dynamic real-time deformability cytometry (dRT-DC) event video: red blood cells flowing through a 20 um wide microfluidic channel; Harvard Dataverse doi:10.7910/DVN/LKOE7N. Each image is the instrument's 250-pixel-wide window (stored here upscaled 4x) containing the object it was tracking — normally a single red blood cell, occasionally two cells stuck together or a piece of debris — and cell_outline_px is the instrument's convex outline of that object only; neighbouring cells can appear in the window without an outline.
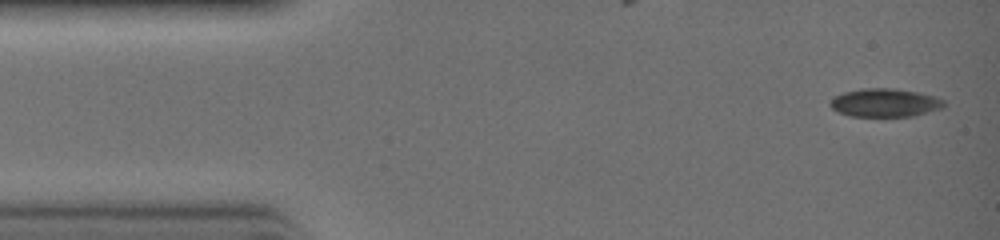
{"species": "common noctule bat (a hibernating species)", "species_latin": "Nyctalus noctula", "temperature_condition": "warm", "stored_images_in_passage": 31, "camera_frame_rate_fps": 3000, "um_per_image_px": 0.085, "animal": {"sex": "female", "body_mass_g": 19.0, "forearm_length_mm": 51.5}, "frame": {"image": 1, "passage_image": 1, "time_ms": 0.0, "image_size_px": [1000, 240], "cell_outline_px": [[944, 108], [916, 116], [848, 116], [832, 108], [828, 104], [832, 96], [844, 92], [860, 88], [896, 88], [936, 96], [944, 100]], "centroid_in_image_um": [75.22, 8.73], "position_along_channel_um": 9.8, "area_um2": 19.07}}
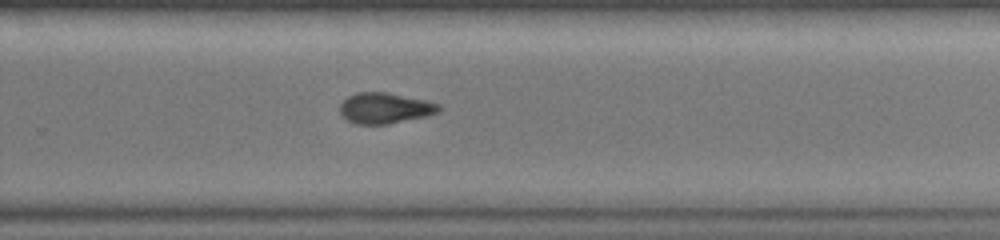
{"frame": {"image": 2, "passage_image": 20, "time_ms": 6.333, "image_size_px": [1000, 240], "cell_outline_px": [[440, 112], [428, 116], [388, 124], [356, 124], [348, 120], [340, 112], [340, 104], [348, 96], [356, 92], [388, 92], [424, 100], [440, 104]], "centroid_in_image_um": [32.73, 9.19], "position_along_channel_um": 297.1, "area_um2": 17.74}}
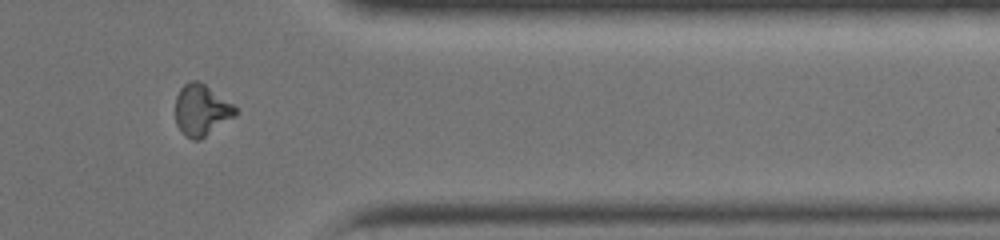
{"frame": {"image": 3, "passage_image": 25, "time_ms": 8.0, "image_size_px": [1000, 240], "cell_outline_px": [[240, 108], [236, 116], [200, 140], [192, 140], [184, 136], [180, 132], [176, 124], [176, 96], [180, 88], [184, 84], [192, 80], [196, 80], [204, 84]], "centroid_in_image_um": [17.14, 9.38], "position_along_channel_um": 394.3, "area_um2": 18.26}}